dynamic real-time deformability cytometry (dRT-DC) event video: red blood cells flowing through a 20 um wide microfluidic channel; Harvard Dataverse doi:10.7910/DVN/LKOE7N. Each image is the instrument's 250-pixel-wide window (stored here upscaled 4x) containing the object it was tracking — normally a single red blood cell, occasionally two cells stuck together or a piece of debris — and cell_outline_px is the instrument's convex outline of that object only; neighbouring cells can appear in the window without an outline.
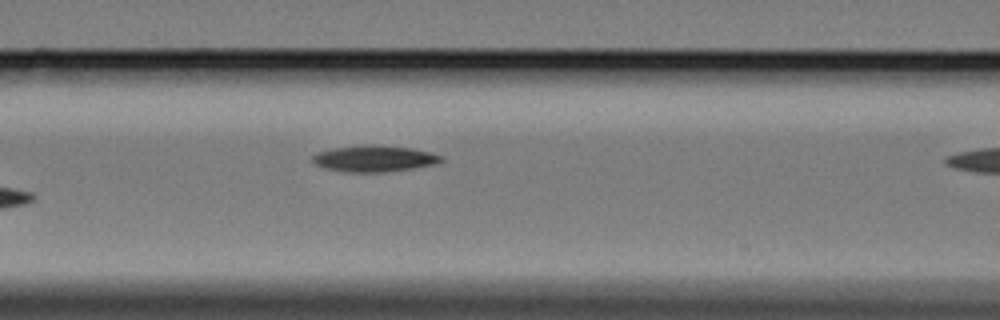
{"species": "Egyptian fruit bat (a non-hibernating species)", "species_latin": "Rousettus aegyptiacus", "temperature_condition": "cold", "stored_images_in_passage": 7, "segment_of_instrument_passage": [1, 2], "camera_frame_rate_fps": 3000, "um_per_image_px": 0.085, "animal": {"sex": "female"}, "frame": {"image": 1, "passage_image": 6, "time_ms": 6.667, "image_size_px": [1000, 320], "cell_outline_px": [[444, 160], [436, 164], [412, 168], [384, 172], [344, 172], [324, 168], [316, 164], [312, 160], [312, 156], [316, 152], [332, 148], [372, 144], [376, 144], [412, 148], [444, 156]], "centroid_in_image_um": [31.8, 13.47], "position_along_channel_um": 134.8, "area_um2": 19.83}}